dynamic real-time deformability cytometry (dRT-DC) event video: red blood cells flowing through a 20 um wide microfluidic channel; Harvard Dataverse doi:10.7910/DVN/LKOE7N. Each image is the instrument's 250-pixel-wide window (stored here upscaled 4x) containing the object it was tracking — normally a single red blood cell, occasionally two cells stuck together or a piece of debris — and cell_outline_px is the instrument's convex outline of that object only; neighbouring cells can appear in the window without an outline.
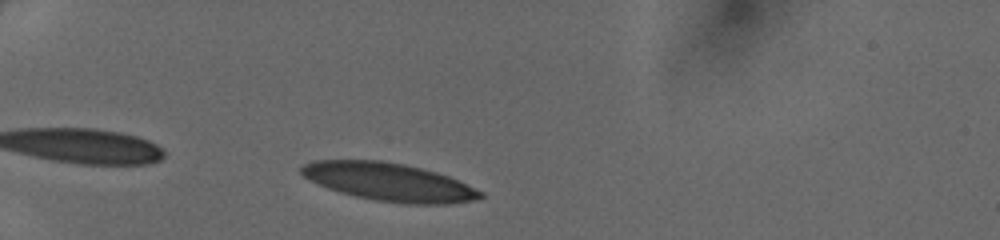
{"species": "human", "species_latin": "Homo sapiens", "temperature_condition": "cold", "stored_images_in_passage": 32, "camera_frame_rate_fps": 3000, "um_per_image_px": 0.085, "donor": {"sex": "female"}, "frame": {"image": 1, "passage_image": 3, "time_ms": 0.667, "image_size_px": [1000, 240], "cell_outline_px": [[484, 196], [472, 200], [448, 204], [408, 204], [376, 200], [356, 196], [340, 192], [328, 188], [304, 176], [300, 172], [300, 168], [304, 164], [312, 160], [380, 160], [404, 164], [436, 172], [448, 176], [484, 192]], "centroid_in_image_um": [33.07, 15.46], "position_along_channel_um": 51.9, "area_um2": 39.3}}
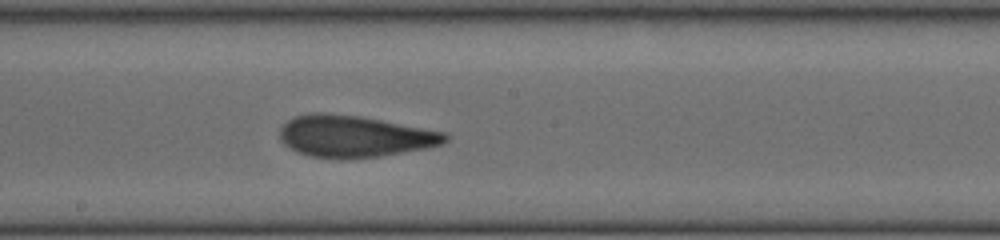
{"frame": {"image": 2, "passage_image": 17, "time_ms": 5.333, "image_size_px": [1000, 240], "cell_outline_px": [[448, 140], [444, 144], [424, 148], [380, 156], [340, 160], [308, 156], [296, 152], [288, 148], [280, 140], [280, 128], [288, 120], [296, 116], [316, 112], [356, 116], [380, 120], [444, 132], [448, 136]], "centroid_in_image_um": [30.07, 11.61], "position_along_channel_um": 218.1, "area_um2": 40.06}}
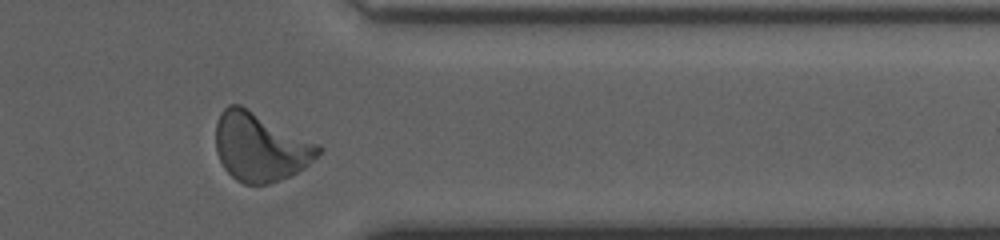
{"frame": {"image": 3, "passage_image": 29, "time_ms": 9.333, "image_size_px": [1000, 240], "cell_outline_px": [[324, 148], [304, 168], [288, 176], [268, 184], [244, 184], [236, 180], [224, 168], [216, 152], [216, 124], [220, 112], [228, 104], [240, 104], [320, 144]], "centroid_in_image_um": [22.11, 12.47], "position_along_channel_um": 389.3, "area_um2": 40.92}}